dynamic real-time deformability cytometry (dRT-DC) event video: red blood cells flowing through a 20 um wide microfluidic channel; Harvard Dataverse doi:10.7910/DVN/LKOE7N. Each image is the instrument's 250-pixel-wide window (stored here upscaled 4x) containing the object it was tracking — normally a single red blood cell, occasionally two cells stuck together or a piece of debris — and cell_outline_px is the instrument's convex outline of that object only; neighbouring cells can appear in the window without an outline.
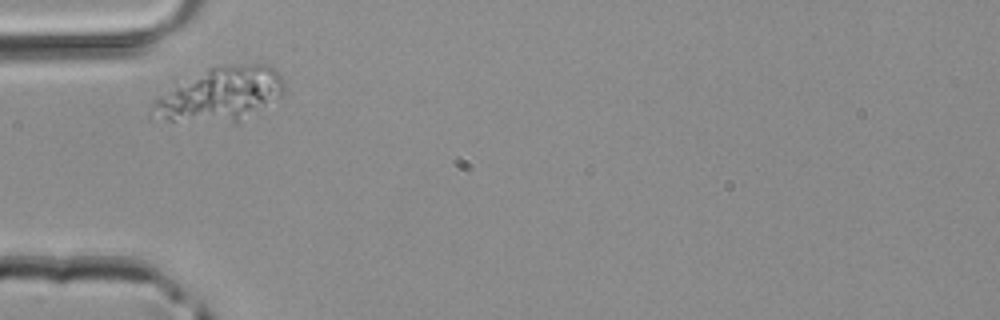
{"species": "common noctule bat (a hibernating species)", "species_latin": "Nyctalus noctula", "temperature_condition": "room temperature", "stored_images_in_passage": 1, "camera_frame_rate_fps": 3000, "um_per_image_px": 0.085, "animal": {"sex": "male", "body_mass_g": 20.4}, "frame": {"image": 1, "passage_image": 1, "time_ms": 0.0, "image_size_px": [1000, 320], "cell_outline_px": [[284, 92], [280, 96], [236, 124], [148, 120], [148, 108], [160, 96], [208, 68], [248, 64], [264, 64], [272, 68], [280, 76], [284, 84]], "centroid_in_image_um": [18.67, 8.11], "position_along_channel_um": 66.3, "area_um2": 41.21}}